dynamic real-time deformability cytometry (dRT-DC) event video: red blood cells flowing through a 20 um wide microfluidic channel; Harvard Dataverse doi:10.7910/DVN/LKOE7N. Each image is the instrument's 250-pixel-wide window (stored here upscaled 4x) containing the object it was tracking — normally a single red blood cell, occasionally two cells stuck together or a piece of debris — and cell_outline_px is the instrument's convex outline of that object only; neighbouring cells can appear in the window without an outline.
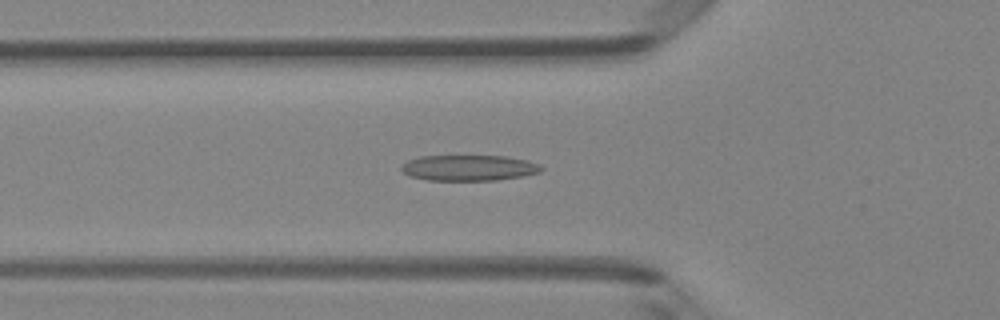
{"species": "Egyptian fruit bat (a non-hibernating species)", "species_latin": "Rousettus aegyptiacus", "temperature_condition": "room temperature", "stored_images_in_passage": 47, "camera_frame_rate_fps": 3000, "um_per_image_px": 0.085, "animal": {"sex": "female"}, "frame": {"image": 1, "passage_image": 16, "time_ms": 5.0, "image_size_px": [1000, 320], "cell_outline_px": [[544, 168], [540, 172], [524, 176], [496, 180], [428, 180], [408, 176], [400, 168], [400, 164], [408, 160], [420, 156], [504, 156], [528, 160], [540, 164]], "centroid_in_image_um": [39.85, 14.26], "position_along_channel_um": 85.9, "area_um2": 21.15}}
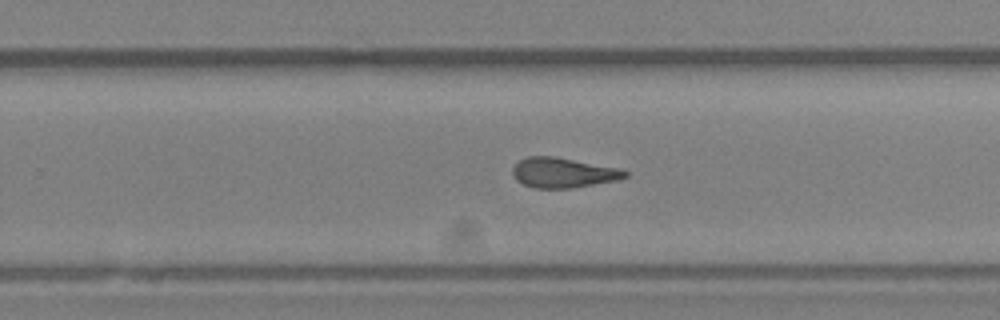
{"frame": {"image": 2, "passage_image": 30, "time_ms": 9.667, "image_size_px": [1000, 320], "cell_outline_px": [[628, 176], [620, 180], [572, 188], [532, 188], [516, 180], [512, 176], [512, 168], [520, 160], [528, 156], [556, 156], [620, 168], [628, 172]], "centroid_in_image_um": [47.89, 14.68], "position_along_channel_um": 281.9, "area_um2": 19.94}}
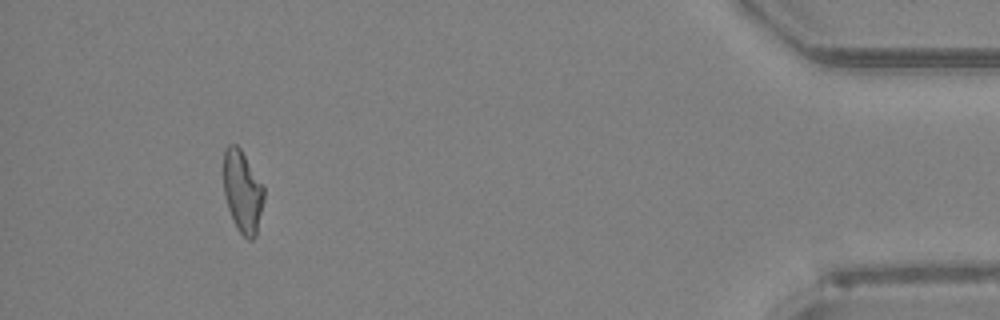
{"frame": {"image": 3, "passage_image": 44, "time_ms": 14.333, "image_size_px": [1000, 320], "cell_outline_px": [[264, 200], [256, 236], [252, 240], [248, 240], [240, 232], [228, 208], [224, 196], [224, 152], [228, 144], [236, 144], [240, 148], [264, 184]], "centroid_in_image_um": [20.64, 16.26], "position_along_channel_um": 414.6, "area_um2": 19.36}, "authors_computed_cell_mechanics": {"area_um2": 20.1722, "velocity_mm_per_s": 4.2144, "shape_relaxation_time_tau1_ms": 6.9451, "shape_relaxation_time_tau2_ms": 2.6041, "deformation_change_tau1": 0.2246, "deformation_change_tau2": 0.1282}}